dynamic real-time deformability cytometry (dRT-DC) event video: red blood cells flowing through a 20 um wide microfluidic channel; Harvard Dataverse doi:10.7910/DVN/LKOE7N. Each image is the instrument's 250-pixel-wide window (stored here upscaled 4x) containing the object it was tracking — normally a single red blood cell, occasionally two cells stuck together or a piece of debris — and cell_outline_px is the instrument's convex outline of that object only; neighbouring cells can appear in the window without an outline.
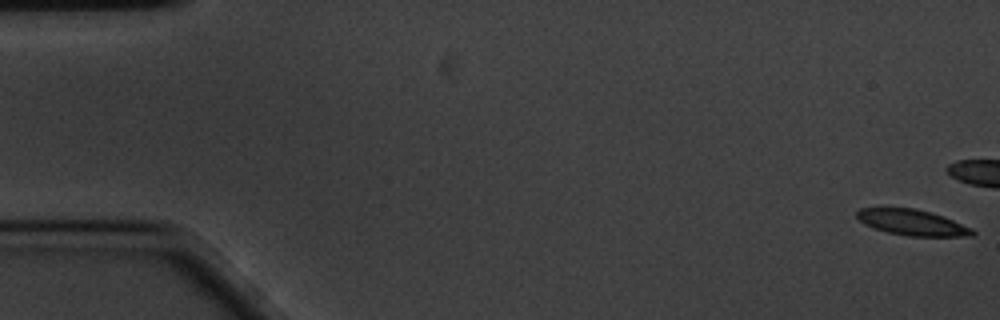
{"species": "common noctule bat (a hibernating species)", "species_latin": "Nyctalus noctula", "temperature_condition": "cold", "stored_images_in_passage": 18, "camera_frame_rate_fps": 3000, "um_per_image_px": 0.085, "animal": {"sex": "male", "body_mass_g": 20.1, "forearm_length_mm": 53.5}, "frame": {"image": 1, "passage_image": 1, "time_ms": 0.0, "image_size_px": [1000, 320], "cell_outline_px": [[976, 232], [972, 236], [908, 236], [888, 232], [872, 228], [864, 224], [856, 216], [856, 212], [860, 208], [880, 204], [884, 204], [916, 208], [944, 216], [972, 228]], "centroid_in_image_um": [77.44, 18.84], "position_along_channel_um": 7.6, "area_um2": 18.26}}